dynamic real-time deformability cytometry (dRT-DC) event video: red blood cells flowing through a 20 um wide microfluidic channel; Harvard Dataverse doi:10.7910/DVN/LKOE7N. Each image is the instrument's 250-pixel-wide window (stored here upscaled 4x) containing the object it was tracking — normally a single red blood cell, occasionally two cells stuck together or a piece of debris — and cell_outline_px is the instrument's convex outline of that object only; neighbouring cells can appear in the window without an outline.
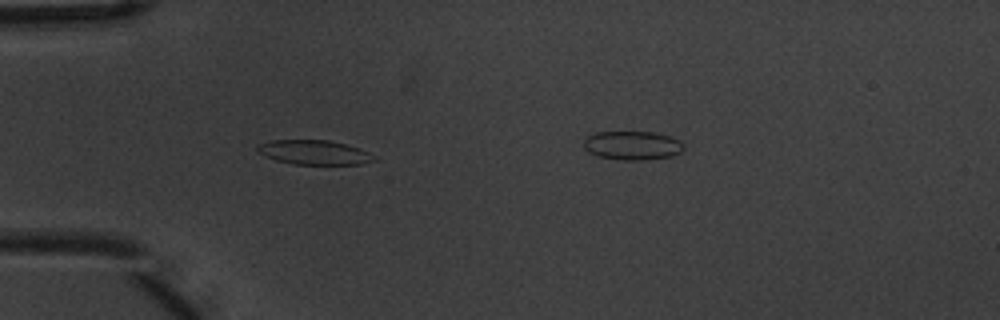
{"species": "common noctule bat (a hibernating species)", "species_latin": "Nyctalus noctula", "temperature_condition": "warm", "stored_images_in_passage": 5, "segment_of_instrument_passage": [1, 2], "camera_frame_rate_fps": 3000, "um_per_image_px": 0.085, "animal": {"sex": "male", "body_mass_g": 20.1, "forearm_length_mm": 53.5}, "frame": {"image": 1, "passage_image": 4, "time_ms": 1.0, "image_size_px": [1000, 320], "cell_outline_px": [[376, 160], [360, 164], [292, 164], [276, 160], [264, 156], [256, 148], [256, 144], [272, 140], [328, 140], [360, 148], [368, 152]], "centroid_in_image_um": [26.66, 12.95], "position_along_channel_um": 58.3, "area_um2": 16.47}}